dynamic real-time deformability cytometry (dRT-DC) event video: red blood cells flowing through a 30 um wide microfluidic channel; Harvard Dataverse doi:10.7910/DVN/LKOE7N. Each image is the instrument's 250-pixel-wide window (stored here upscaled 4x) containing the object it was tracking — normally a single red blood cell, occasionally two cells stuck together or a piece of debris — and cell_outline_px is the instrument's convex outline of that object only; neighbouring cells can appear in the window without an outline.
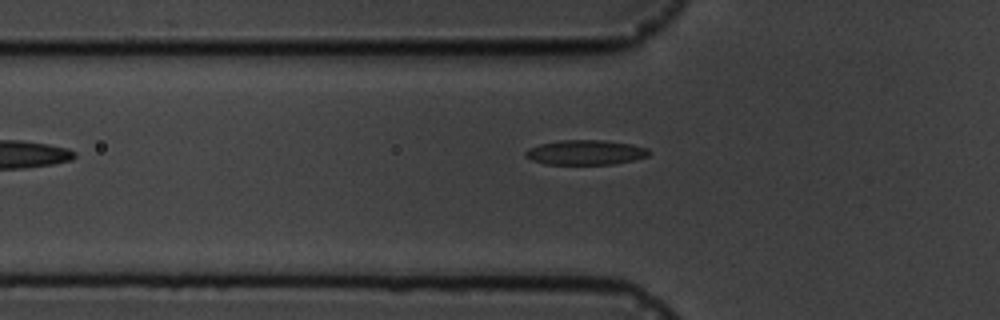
{"species": "common noctule bat (a hibernating species)", "species_latin": "Nyctalus noctula", "temperature_condition": "cold", "stored_images_in_passage": 10, "camera_frame_rate_fps": 3000, "um_per_image_px": 0.085, "animal": {"sex": "male", "body_mass_g": 19.5, "forearm_length_mm": 54.6}, "frame": {"image": 1, "passage_image": 6, "time_ms": 5.667, "image_size_px": [1000, 320], "cell_outline_px": [[652, 152], [648, 156], [632, 160], [612, 164], [544, 164], [532, 160], [524, 156], [524, 152], [528, 148], [540, 144], [560, 140], [604, 140], [632, 144], [648, 148]], "centroid_in_image_um": [49.76, 12.95], "position_along_channel_um": 76.0, "area_um2": 17.92}}
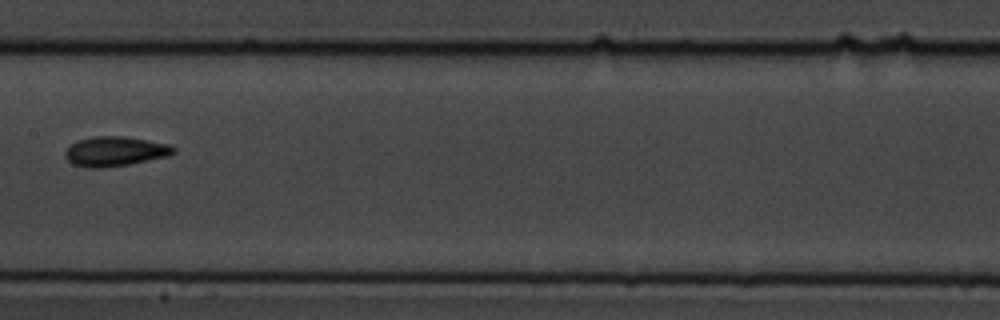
{"frame": {"image": 2, "passage_image": 9, "time_ms": 9.0, "image_size_px": [1000, 320], "cell_outline_px": [[176, 152], [168, 156], [128, 164], [104, 168], [84, 168], [72, 164], [64, 156], [64, 152], [72, 144], [80, 140], [92, 136], [124, 136], [172, 144], [176, 148]], "centroid_in_image_um": [9.79, 12.87], "position_along_channel_um": 197.6, "area_um2": 18.9}}
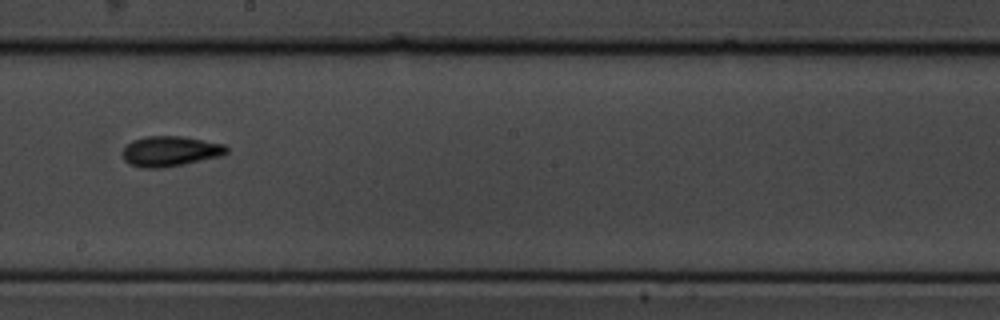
{"frame": {"image": 3, "passage_image": 10, "time_ms": 10.0, "image_size_px": [1000, 320], "cell_outline_px": [[228, 152], [220, 156], [184, 164], [160, 168], [144, 168], [128, 164], [124, 160], [124, 148], [132, 140], [144, 136], [184, 136], [224, 144], [228, 148]], "centroid_in_image_um": [14.47, 12.85], "position_along_channel_um": 233.7, "area_um2": 18.32}}